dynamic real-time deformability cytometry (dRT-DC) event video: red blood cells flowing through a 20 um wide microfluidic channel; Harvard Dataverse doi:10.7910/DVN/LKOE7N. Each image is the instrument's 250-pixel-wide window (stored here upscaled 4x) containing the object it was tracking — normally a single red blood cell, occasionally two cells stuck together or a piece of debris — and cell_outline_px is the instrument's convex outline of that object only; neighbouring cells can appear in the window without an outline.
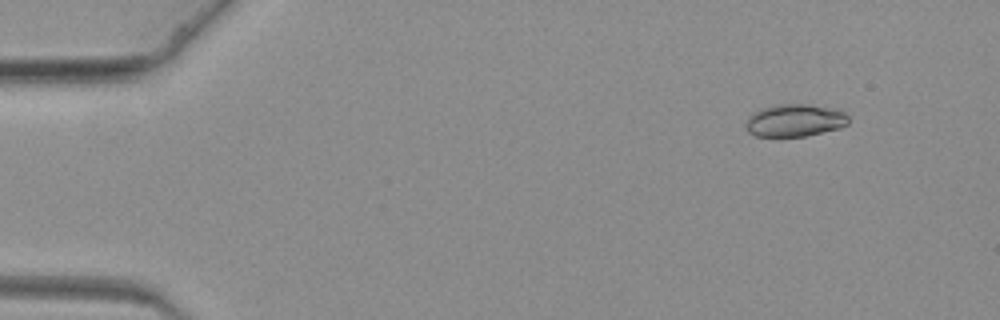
{"species": "common noctule bat (a hibernating species)", "species_latin": "Nyctalus noctula", "temperature_condition": "warm", "stored_images_in_passage": 58, "camera_frame_rate_fps": 3000, "um_per_image_px": 0.085, "animal": {"sex": "female", "body_mass_g": 19.3, "forearm_length_mm": 54.1}, "frame": {"image": 1, "passage_image": 1, "time_ms": 0.0, "image_size_px": [1000, 320], "cell_outline_px": [[848, 124], [840, 128], [808, 136], [756, 136], [748, 132], [744, 128], [744, 124], [748, 116], [752, 112], [760, 108], [776, 104], [808, 104], [832, 108], [844, 112], [848, 116]], "centroid_in_image_um": [67.52, 10.23], "position_along_channel_um": 17.5, "area_um2": 19.77}}
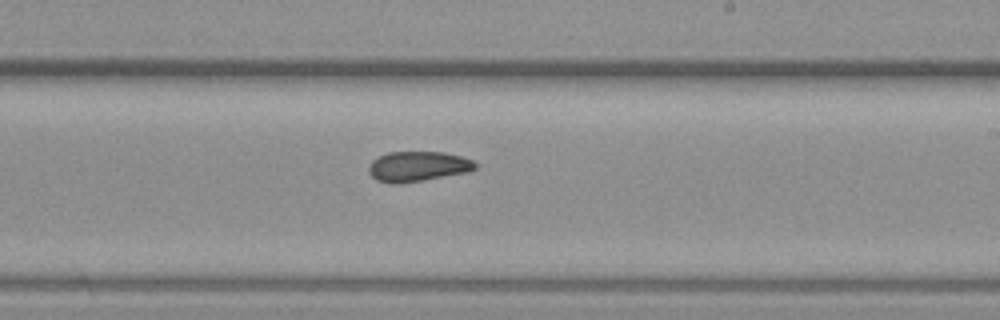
{"frame": {"image": 2, "passage_image": 33, "time_ms": 10.667, "image_size_px": [1000, 320], "cell_outline_px": [[476, 168], [468, 172], [396, 184], [392, 184], [376, 180], [368, 172], [368, 168], [372, 160], [388, 152], [444, 152], [460, 156], [472, 160], [476, 164]], "centroid_in_image_um": [35.49, 14.14], "position_along_channel_um": 253.5, "area_um2": 18.5}}
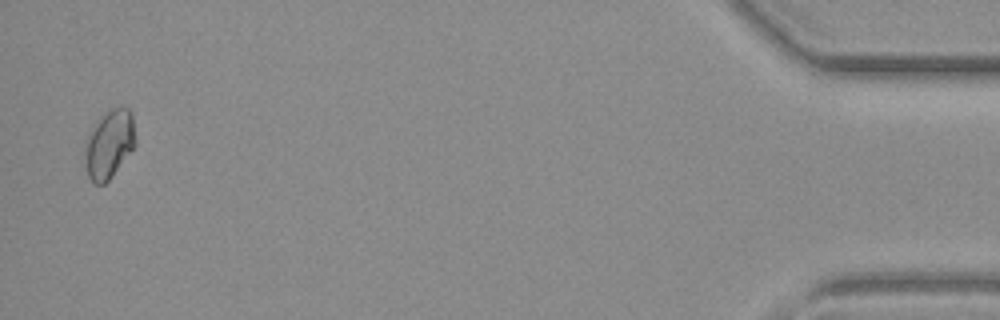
{"frame": {"image": 3, "passage_image": 57, "time_ms": 18.667, "image_size_px": [1000, 320], "cell_outline_px": [[136, 144], [112, 176], [104, 184], [96, 184], [88, 176], [84, 152], [84, 144], [88, 132], [96, 120], [100, 116], [112, 108], [128, 108], [132, 112], [136, 140]], "centroid_in_image_um": [9.27, 12.22], "position_along_channel_um": 425.9, "area_um2": 20.23}}